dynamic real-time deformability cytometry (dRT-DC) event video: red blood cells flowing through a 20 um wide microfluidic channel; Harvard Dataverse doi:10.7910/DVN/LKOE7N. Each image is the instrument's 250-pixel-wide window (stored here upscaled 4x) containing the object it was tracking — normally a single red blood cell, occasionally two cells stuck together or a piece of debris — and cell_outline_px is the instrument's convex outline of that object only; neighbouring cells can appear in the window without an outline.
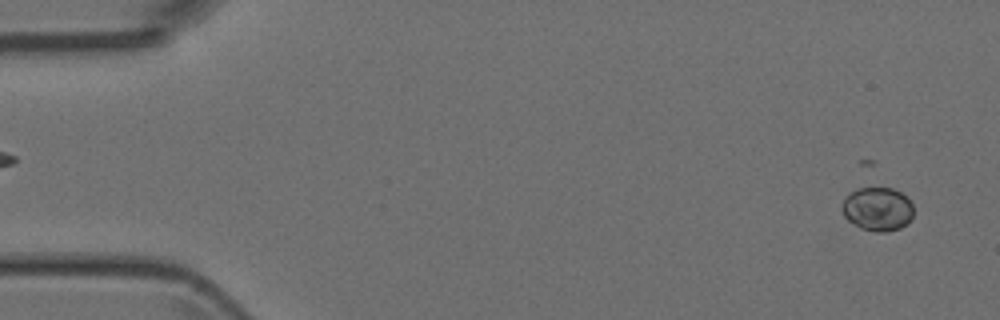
{"species": "Egyptian fruit bat (a non-hibernating species)", "species_latin": "Rousettus aegyptiacus", "temperature_condition": "room temperature", "stored_images_in_passage": 52, "camera_frame_rate_fps": 3000, "um_per_image_px": 0.085, "animal": {"sex": "female"}, "frame": {"image": 1, "passage_image": 4, "time_ms": 1.0, "image_size_px": [1000, 320], "cell_outline_px": [[912, 216], [908, 224], [900, 228], [884, 232], [876, 232], [860, 228], [848, 220], [844, 216], [840, 208], [844, 196], [848, 192], [856, 188], [892, 188], [900, 192], [912, 204]], "centroid_in_image_um": [74.54, 17.76], "position_along_channel_um": 10.5, "area_um2": 18.38}}
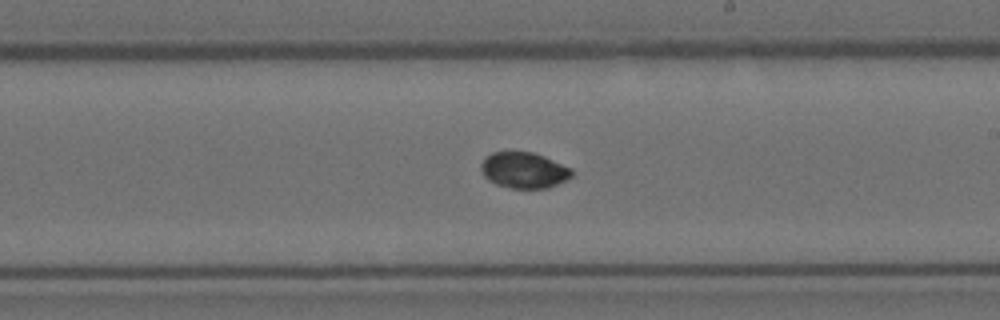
{"frame": {"image": 2, "passage_image": 31, "time_ms": 10.0, "image_size_px": [1000, 320], "cell_outline_px": [[572, 176], [548, 188], [512, 188], [496, 184], [488, 180], [484, 176], [480, 168], [480, 164], [484, 156], [492, 152], [532, 152], [544, 156], [572, 168]], "centroid_in_image_um": [44.5, 14.46], "position_along_channel_um": 244.5, "area_um2": 19.02}}
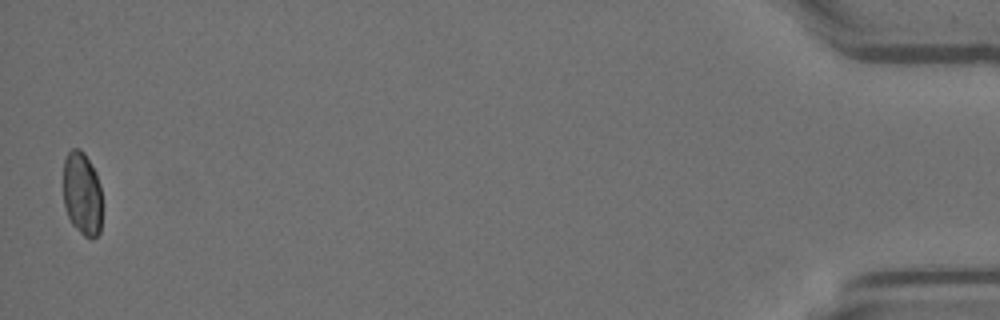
{"frame": {"image": 3, "passage_image": 52, "time_ms": 17.0, "image_size_px": [1000, 320], "cell_outline_px": [[100, 232], [92, 240], [84, 236], [72, 224], [68, 216], [64, 204], [64, 160], [68, 152], [72, 148], [80, 148], [84, 152], [96, 172], [100, 184]], "centroid_in_image_um": [6.97, 16.44], "position_along_channel_um": 428.2, "area_um2": 18.84}}